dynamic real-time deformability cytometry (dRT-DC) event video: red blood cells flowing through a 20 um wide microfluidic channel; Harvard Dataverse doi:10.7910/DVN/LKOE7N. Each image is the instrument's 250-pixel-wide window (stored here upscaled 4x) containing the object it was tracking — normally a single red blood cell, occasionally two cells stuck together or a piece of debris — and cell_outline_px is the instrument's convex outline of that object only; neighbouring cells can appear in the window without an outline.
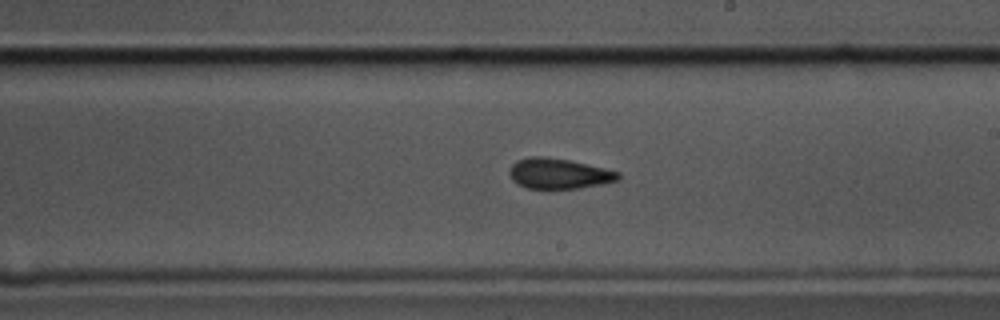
{"species": "common noctule bat (a hibernating species)", "species_latin": "Nyctalus noctula", "temperature_condition": "cold", "stored_images_in_passage": 58, "camera_frame_rate_fps": 3000, "um_per_image_px": 0.085, "animal": {"sex": "male", "body_mass_g": 17.5, "forearm_length_mm": 52.3}, "frame": {"image": 1, "passage_image": 33, "time_ms": 10.667, "image_size_px": [1000, 320], "cell_outline_px": [[620, 180], [600, 184], [576, 188], [524, 188], [516, 184], [512, 180], [508, 172], [512, 164], [516, 160], [528, 156], [544, 156], [568, 160], [588, 164], [620, 172]], "centroid_in_image_um": [47.46, 14.74], "position_along_channel_um": 241.5, "area_um2": 19.36}}
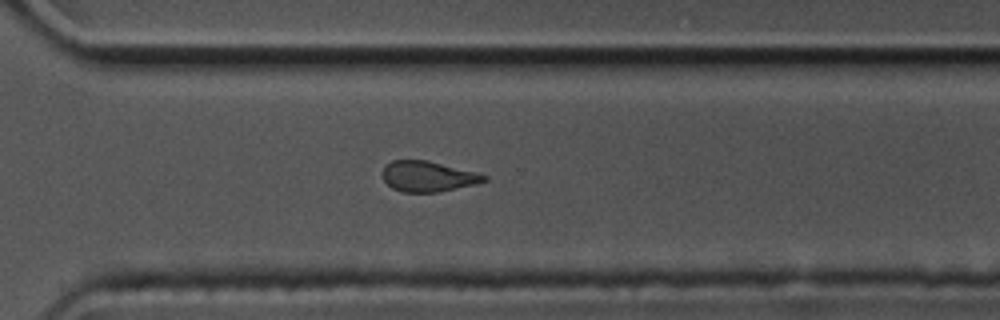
{"frame": {"image": 2, "passage_image": 41, "time_ms": 13.333, "image_size_px": [1000, 320], "cell_outline_px": [[488, 180], [476, 184], [440, 192], [404, 192], [392, 188], [384, 180], [384, 164], [392, 160], [424, 160], [476, 172], [488, 176]], "centroid_in_image_um": [36.39, 15.0], "position_along_channel_um": 334.2, "area_um2": 17.92}}
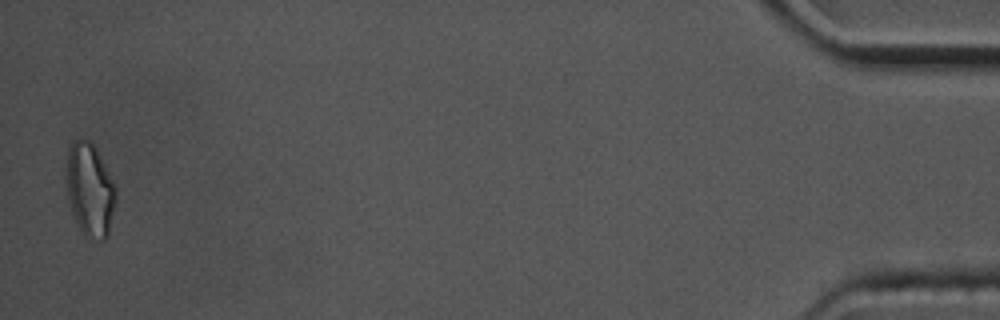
{"frame": {"image": 3, "passage_image": 57, "time_ms": 18.667, "image_size_px": [1000, 320], "cell_outline_px": [[116, 204], [108, 236], [104, 240], [100, 240], [84, 236], [72, 212], [68, 196], [68, 148], [72, 140], [88, 140], [96, 148], [116, 188]], "centroid_in_image_um": [7.68, 16.17], "position_along_channel_um": 427.5, "area_um2": 26.41}, "authors_computed_cell_mechanics": {"area_um2": 19.5653, "velocity_mm_per_s": 3.484, "shape_relaxation_time_tau1_ms": null, "shape_relaxation_time_tau2_ms": 3.7437, "deformation_change_tau1": null, "deformation_change_tau2": 0.0925}}